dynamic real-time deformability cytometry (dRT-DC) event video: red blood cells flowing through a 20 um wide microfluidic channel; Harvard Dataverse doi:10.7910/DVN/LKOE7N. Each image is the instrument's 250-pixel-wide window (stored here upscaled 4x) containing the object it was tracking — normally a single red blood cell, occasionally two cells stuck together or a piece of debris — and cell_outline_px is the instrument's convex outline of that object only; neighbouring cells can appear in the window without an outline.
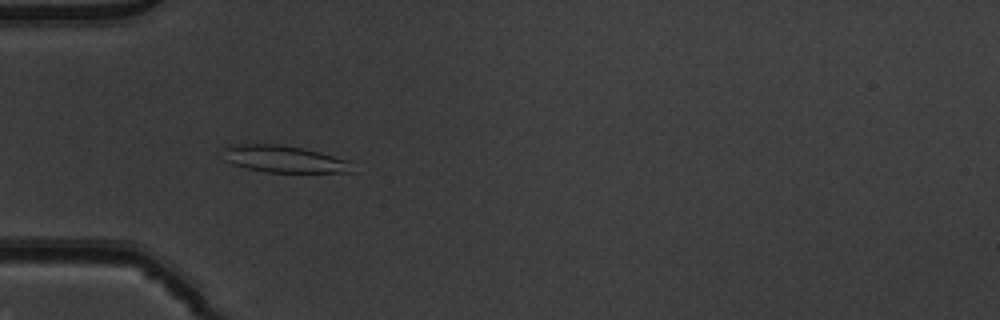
{"species": "common noctule bat (a hibernating species)", "species_latin": "Nyctalus noctula", "temperature_condition": "warm", "stored_images_in_passage": 52, "camera_frame_rate_fps": 3000, "um_per_image_px": 0.085, "animal": {"sex": "male", "body_mass_g": 19.5, "forearm_length_mm": 54.6}, "frame": {"image": 1, "passage_image": 16, "time_ms": 5.0, "image_size_px": [1000, 320], "cell_outline_px": [[352, 172], [264, 172], [232, 164], [224, 160], [224, 148], [228, 144], [276, 144], [304, 148], [320, 152], [348, 160]], "centroid_in_image_um": [24.08, 13.51], "position_along_channel_um": 60.9, "area_um2": 20.17}}
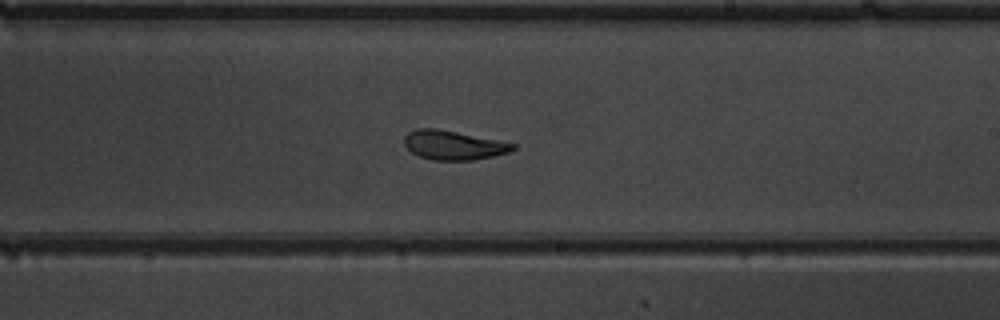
{"frame": {"image": 2, "passage_image": 31, "time_ms": 10.0, "image_size_px": [1000, 320], "cell_outline_px": [[516, 148], [508, 152], [476, 160], [432, 160], [420, 156], [412, 152], [404, 144], [404, 136], [408, 132], [416, 128], [436, 128], [516, 144]], "centroid_in_image_um": [38.51, 12.34], "position_along_channel_um": 250.5, "area_um2": 18.26}}
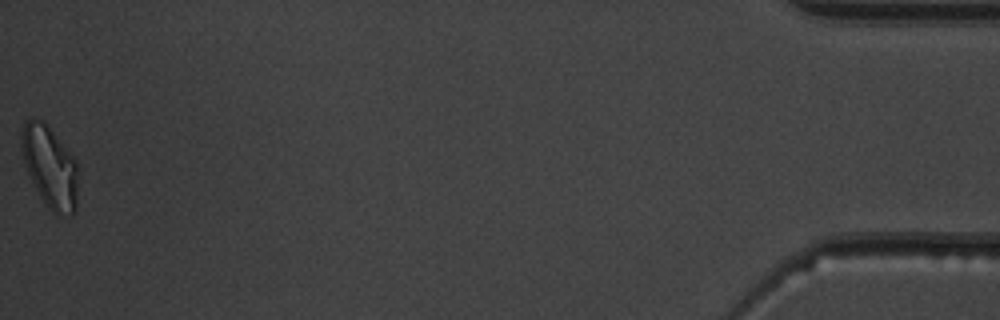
{"frame": {"image": 3, "passage_image": 52, "time_ms": 17.0, "image_size_px": [1000, 320], "cell_outline_px": [[80, 168], [76, 212], [56, 216], [44, 204], [24, 164], [20, 148], [20, 128], [24, 120], [28, 116], [44, 120], [76, 160]], "centroid_in_image_um": [4.24, 14.14], "position_along_channel_um": 431.0, "area_um2": 27.98}, "authors_computed_cell_mechanics": {"area_um2": 20.4612, "velocity_mm_per_s": 3.8835, "shape_relaxation_time_tau1_ms": 10.4037, "shape_relaxation_time_tau2_ms": 1.2365, "deformation_change_tau1": 0.254, "deformation_change_tau2": 0.0698}}